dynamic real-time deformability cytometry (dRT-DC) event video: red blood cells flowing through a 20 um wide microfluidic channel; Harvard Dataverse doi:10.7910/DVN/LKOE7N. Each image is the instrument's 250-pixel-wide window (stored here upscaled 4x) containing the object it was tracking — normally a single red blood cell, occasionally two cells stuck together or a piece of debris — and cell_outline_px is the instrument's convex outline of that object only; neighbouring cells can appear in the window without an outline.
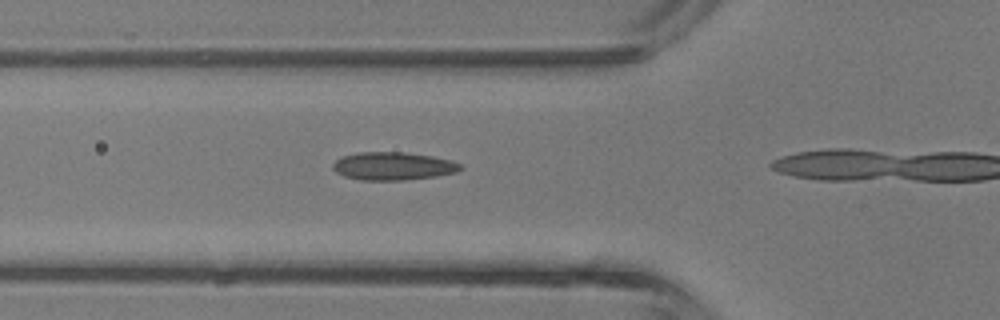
{"species": "common noctule bat (a hibernating species)", "species_latin": "Nyctalus noctula", "temperature_condition": "room temperature", "stored_images_in_passage": 5, "camera_frame_rate_fps": 3000, "um_per_image_px": 0.085, "animal": {"sex": "male", "body_mass_g": 13.3}, "frame": {"image": 1, "passage_image": 4, "time_ms": 1.0, "image_size_px": [1000, 320], "cell_outline_px": [[464, 168], [456, 172], [436, 176], [404, 180], [360, 180], [344, 176], [336, 172], [332, 168], [332, 164], [336, 160], [344, 156], [356, 152], [404, 152], [432, 156], [452, 160], [460, 164]], "centroid_in_image_um": [33.41, 14.12], "position_along_channel_um": 92.4, "area_um2": 20.87}}